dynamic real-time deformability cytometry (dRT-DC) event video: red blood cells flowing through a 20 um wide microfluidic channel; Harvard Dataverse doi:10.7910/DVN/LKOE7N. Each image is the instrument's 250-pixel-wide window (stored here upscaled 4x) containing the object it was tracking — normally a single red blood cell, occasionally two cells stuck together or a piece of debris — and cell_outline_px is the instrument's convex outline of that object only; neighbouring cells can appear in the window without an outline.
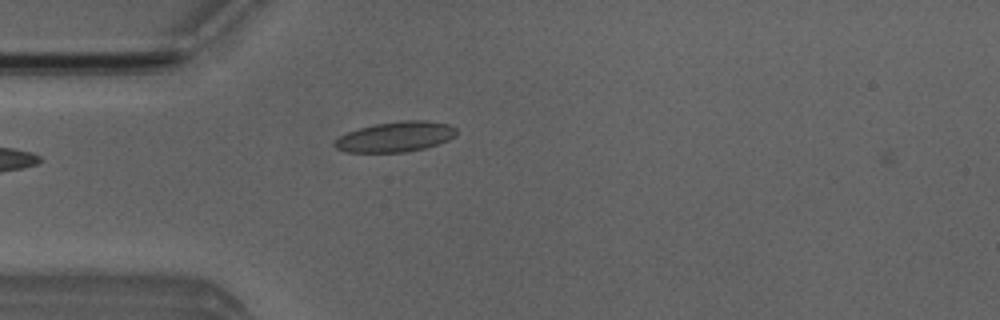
{"species": "Egyptian fruit bat (a non-hibernating species)", "species_latin": "Rousettus aegyptiacus", "temperature_condition": "room temperature", "stored_images_in_passage": 3, "camera_frame_rate_fps": 3000, "um_per_image_px": 0.085, "animal": {"sex": "male"}, "frame": {"image": 1, "passage_image": 1, "time_ms": 0.0, "image_size_px": [1000, 320], "cell_outline_px": [[456, 132], [448, 140], [424, 148], [404, 152], [344, 152], [336, 148], [332, 144], [340, 136], [348, 132], [360, 128], [376, 124], [404, 120], [424, 120], [448, 124], [456, 128]], "centroid_in_image_um": [33.59, 11.63], "position_along_channel_um": 51.4, "area_um2": 21.15}}